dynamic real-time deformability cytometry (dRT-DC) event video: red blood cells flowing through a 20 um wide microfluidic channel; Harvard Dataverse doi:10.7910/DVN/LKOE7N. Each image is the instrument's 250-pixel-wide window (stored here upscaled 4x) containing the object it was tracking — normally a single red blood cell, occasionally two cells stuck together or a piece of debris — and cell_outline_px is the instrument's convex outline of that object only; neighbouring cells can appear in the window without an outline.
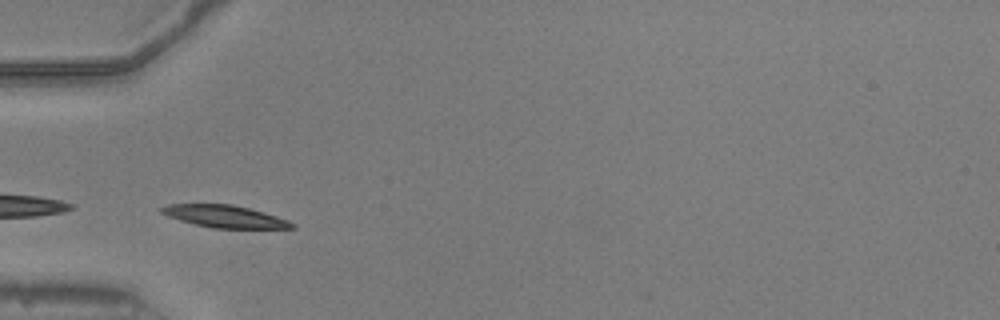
{"species": "common noctule bat (a hibernating species)", "species_latin": "Nyctalus noctula", "temperature_condition": "warm", "stored_images_in_passage": 24, "camera_frame_rate_fps": 3000, "um_per_image_px": 0.085, "animal": {"sex": "male", "body_mass_g": 20.5, "forearm_length_mm": 52.5}, "frame": {"image": 1, "passage_image": 8, "time_ms": 2.333, "image_size_px": [1000, 320], "cell_outline_px": [[296, 228], [212, 228], [180, 220], [168, 216], [160, 212], [160, 208], [168, 204], [232, 204], [248, 208], [276, 216], [288, 220], [296, 224]], "centroid_in_image_um": [19.11, 18.39], "position_along_channel_um": 65.9, "area_um2": 16.76}}
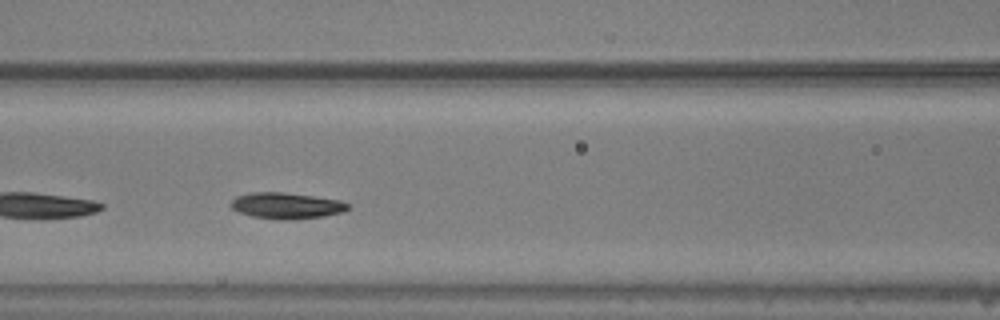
{"frame": {"image": 2, "passage_image": 14, "time_ms": 4.333, "image_size_px": [1000, 320], "cell_outline_px": [[348, 208], [340, 212], [324, 216], [288, 220], [284, 220], [252, 216], [240, 212], [232, 208], [232, 200], [236, 196], [252, 192], [284, 192], [340, 200], [348, 204]], "centroid_in_image_um": [24.33, 17.47], "position_along_channel_um": 142.3, "area_um2": 17.51}}
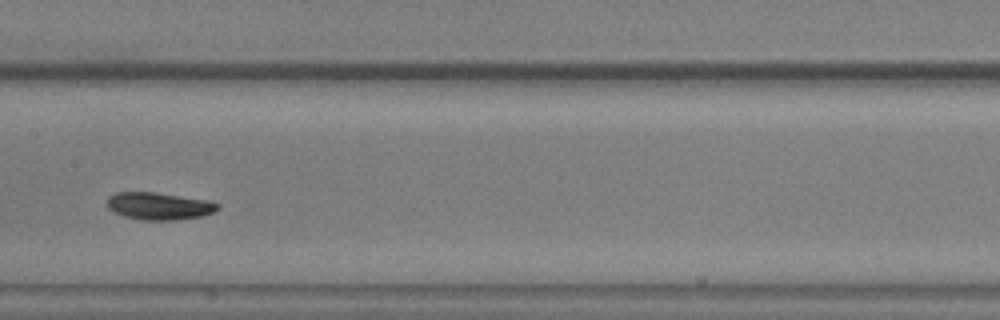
{"frame": {"image": 3, "passage_image": 18, "time_ms": 5.667, "image_size_px": [1000, 320], "cell_outline_px": [[220, 208], [212, 212], [200, 216], [176, 220], [140, 220], [120, 216], [112, 212], [108, 208], [108, 196], [116, 192], [156, 192], [204, 200], [220, 204]], "centroid_in_image_um": [13.45, 17.52], "position_along_channel_um": 194.0, "area_um2": 17.63}}